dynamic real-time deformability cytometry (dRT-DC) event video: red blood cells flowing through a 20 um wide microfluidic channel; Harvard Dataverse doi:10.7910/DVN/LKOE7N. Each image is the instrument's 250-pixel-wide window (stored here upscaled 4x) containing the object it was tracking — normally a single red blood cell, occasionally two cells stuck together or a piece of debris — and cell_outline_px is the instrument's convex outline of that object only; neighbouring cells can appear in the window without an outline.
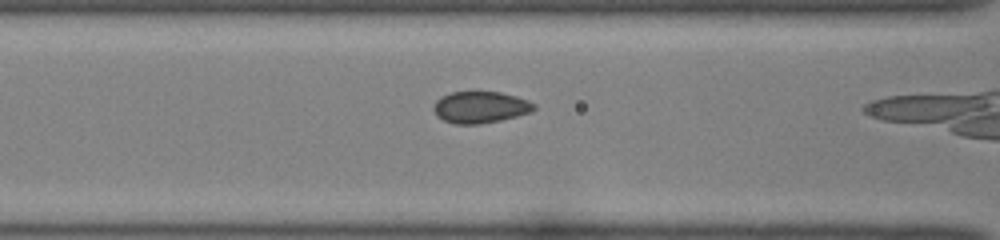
{"species": "common noctule bat (a hibernating species)", "species_latin": "Nyctalus noctula", "temperature_condition": "room temperature", "stored_images_in_passage": 12, "camera_frame_rate_fps": 3000, "um_per_image_px": 0.085, "animal": {"sex": "female", "body_mass_g": 22.0, "forearm_length_mm": 56.7}, "frame": {"image": 1, "passage_image": 10, "time_ms": 3.0, "image_size_px": [1000, 240], "cell_outline_px": [[536, 108], [532, 112], [500, 120], [480, 124], [456, 124], [444, 120], [436, 116], [432, 108], [432, 104], [440, 96], [452, 92], [500, 92], [516, 96], [528, 100], [536, 104]], "centroid_in_image_um": [40.81, 9.11], "position_along_channel_um": 125.8, "area_um2": 18.67}}